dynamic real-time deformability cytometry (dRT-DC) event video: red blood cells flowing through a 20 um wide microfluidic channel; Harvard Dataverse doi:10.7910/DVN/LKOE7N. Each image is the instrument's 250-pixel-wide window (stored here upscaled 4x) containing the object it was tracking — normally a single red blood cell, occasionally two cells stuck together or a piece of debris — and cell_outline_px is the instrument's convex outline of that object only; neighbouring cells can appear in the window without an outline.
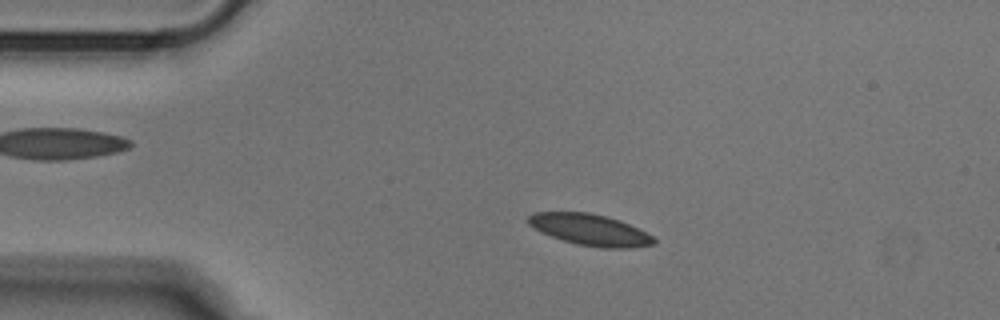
{"species": "Egyptian fruit bat (a non-hibernating species)", "species_latin": "Rousettus aegyptiacus", "temperature_condition": "cold", "stored_images_in_passage": 43, "camera_frame_rate_fps": 3000, "um_per_image_px": 0.085, "animal": {"sex": "male"}, "frame": {"image": 1, "passage_image": 2, "time_ms": 0.333, "image_size_px": [1000, 320], "cell_outline_px": [[656, 244], [628, 248], [600, 248], [580, 244], [564, 240], [540, 232], [528, 224], [528, 216], [532, 212], [588, 212], [604, 216], [628, 224], [652, 236], [656, 240]], "centroid_in_image_um": [50.12, 19.53], "position_along_channel_um": 34.9, "area_um2": 22.54}}
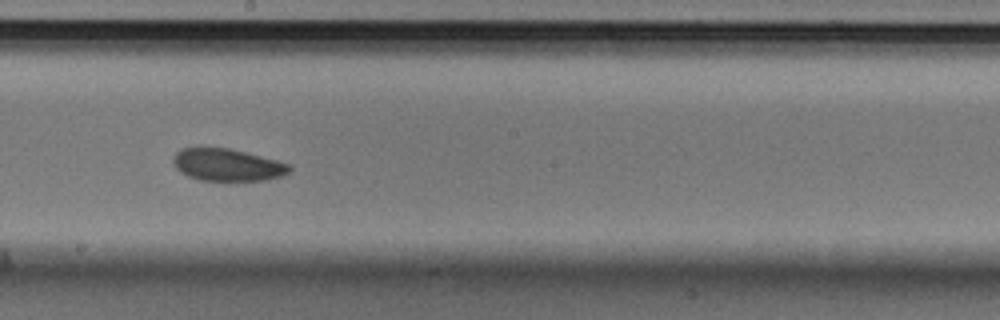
{"frame": {"image": 2, "passage_image": 20, "time_ms": 6.333, "image_size_px": [1000, 320], "cell_outline_px": [[292, 168], [288, 172], [280, 176], [264, 180], [200, 180], [188, 176], [180, 172], [176, 168], [172, 160], [172, 156], [180, 148], [200, 144], [228, 148], [276, 160], [288, 164]], "centroid_in_image_um": [19.2, 13.96], "position_along_channel_um": 229.0, "area_um2": 22.25}}
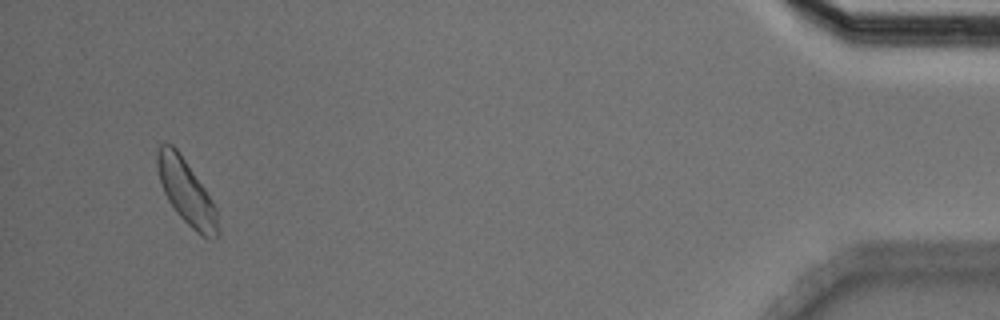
{"frame": {"image": 3, "passage_image": 41, "time_ms": 13.333, "image_size_px": [1000, 320], "cell_outline_px": [[220, 236], [216, 240], [208, 240], [196, 232], [176, 212], [168, 200], [164, 192], [160, 180], [156, 164], [156, 148], [160, 144], [172, 144], [176, 148], [204, 188], [216, 208], [220, 232]], "centroid_in_image_um": [15.86, 16.37], "position_along_channel_um": 419.3, "area_um2": 22.77}}